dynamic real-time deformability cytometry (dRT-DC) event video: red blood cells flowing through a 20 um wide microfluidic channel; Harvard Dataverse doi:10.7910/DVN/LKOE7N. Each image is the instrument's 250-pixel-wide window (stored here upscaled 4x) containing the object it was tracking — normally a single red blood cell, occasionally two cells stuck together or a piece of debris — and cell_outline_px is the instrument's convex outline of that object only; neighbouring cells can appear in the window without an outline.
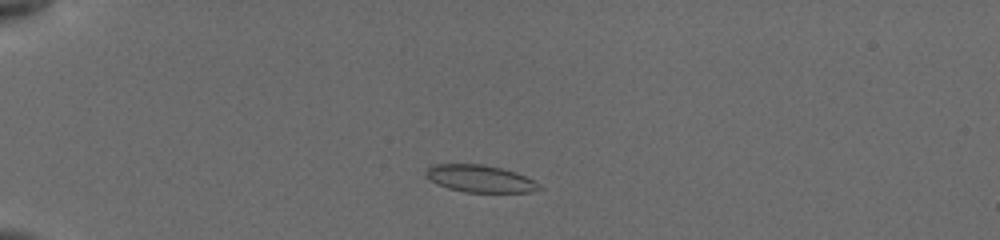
{"species": "common noctule bat (a hibernating species)", "species_latin": "Nyctalus noctula", "temperature_condition": "cold", "stored_images_in_passage": 47, "camera_frame_rate_fps": 3000, "um_per_image_px": 0.085, "animal": {"sex": "female", "body_mass_g": 19.5, "forearm_length_mm": 54.1}, "frame": {"image": 1, "passage_image": 6, "time_ms": 2.0, "image_size_px": [1000, 240], "cell_outline_px": [[544, 188], [528, 192], [464, 192], [448, 188], [436, 184], [428, 180], [424, 176], [424, 172], [428, 168], [436, 164], [484, 164], [516, 172], [532, 180]], "centroid_in_image_um": [40.74, 15.19], "position_along_channel_um": 44.3, "area_um2": 17.98}}
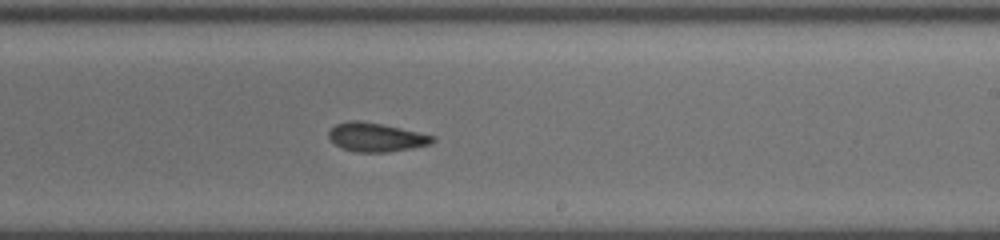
{"frame": {"image": 2, "passage_image": 25, "time_ms": 8.667, "image_size_px": [1000, 240], "cell_outline_px": [[436, 140], [432, 144], [412, 148], [388, 152], [356, 152], [344, 148], [336, 144], [328, 136], [328, 132], [336, 124], [348, 120], [360, 120], [400, 128], [436, 136]], "centroid_in_image_um": [32.0, 11.66], "position_along_channel_um": 257.0, "area_um2": 17.34}}
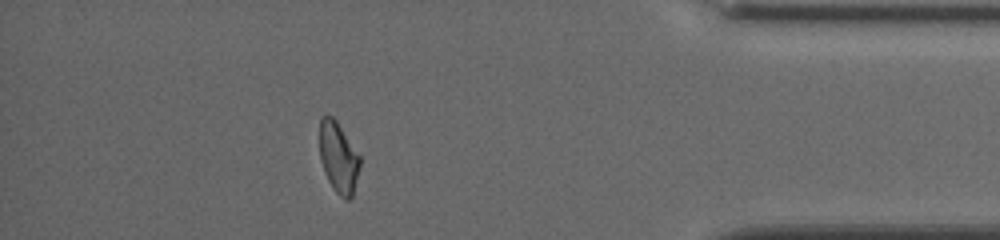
{"frame": {"image": 3, "passage_image": 46, "time_ms": 13.333, "image_size_px": [1000, 240], "cell_outline_px": [[360, 168], [352, 196], [348, 200], [344, 200], [332, 188], [324, 172], [320, 160], [320, 116], [332, 116], [336, 120], [360, 156]], "centroid_in_image_um": [28.76, 13.41], "position_along_channel_um": 406.4, "area_um2": 16.65}, "authors_computed_cell_mechanics": {"area_um2": 17.5712, "velocity_mm_per_s": 3.8705, "shape_relaxation_time_tau1_ms": 4.882, "shape_relaxation_time_tau2_ms": 2.8317, "deformation_change_tau1": 0.1328, "deformation_change_tau2": 0.0973}}